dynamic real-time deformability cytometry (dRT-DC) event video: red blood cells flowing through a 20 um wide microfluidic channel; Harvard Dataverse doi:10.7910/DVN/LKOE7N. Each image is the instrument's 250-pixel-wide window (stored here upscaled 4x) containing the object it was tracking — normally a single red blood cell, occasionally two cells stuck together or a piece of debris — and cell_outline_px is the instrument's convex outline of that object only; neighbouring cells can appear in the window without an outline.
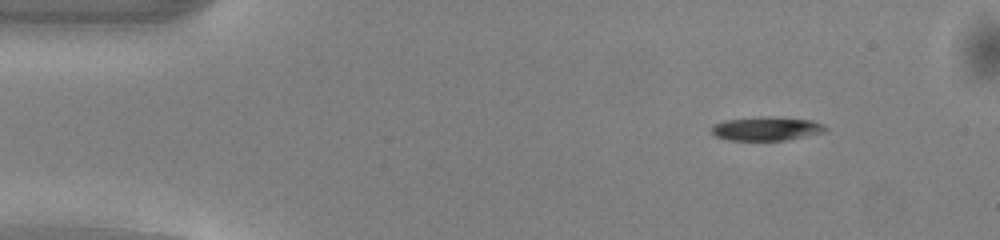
{"species": "common noctule bat (a hibernating species)", "species_latin": "Nyctalus noctula", "temperature_condition": "warm", "stored_images_in_passage": 45, "camera_frame_rate_fps": 3000, "um_per_image_px": 0.085, "animal": {"sex": "male", "body_mass_g": 13.0, "forearm_length_mm": 53.1}, "frame": {"image": 1, "passage_image": 1, "time_ms": 0.0, "image_size_px": [1000, 240], "cell_outline_px": [[828, 128], [824, 132], [784, 140], [728, 140], [716, 136], [712, 132], [712, 124], [724, 120], [760, 116], [772, 116], [812, 120], [824, 124]], "centroid_in_image_um": [65.14, 10.92], "position_along_channel_um": 19.9, "area_um2": 15.9}}
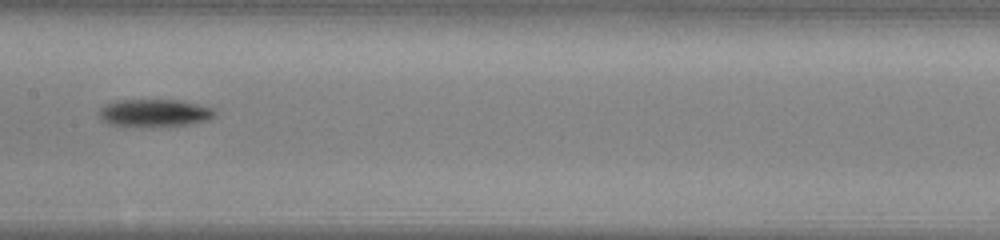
{"frame": {"image": 2, "passage_image": 20, "time_ms": 6.333, "image_size_px": [1000, 240], "cell_outline_px": [[216, 116], [208, 120], [192, 124], [108, 124], [96, 112], [100, 108], [116, 100], [180, 100], [212, 108], [216, 112]], "centroid_in_image_um": [13.17, 9.55], "position_along_channel_um": 194.2, "area_um2": 17.74}}
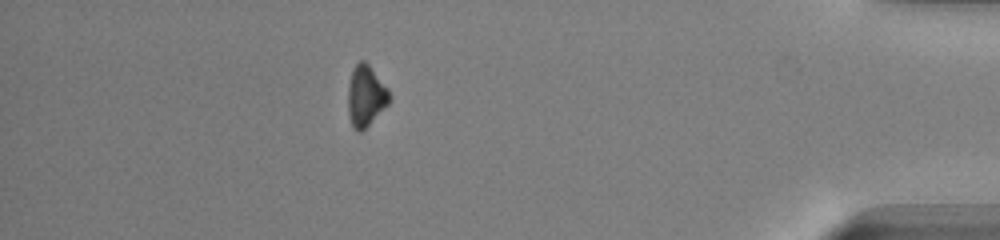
{"frame": {"image": 3, "passage_image": 39, "time_ms": 12.667, "image_size_px": [1000, 240], "cell_outline_px": [[392, 96], [388, 104], [360, 132], [356, 132], [352, 124], [348, 112], [348, 84], [352, 68], [360, 60], [364, 60], [368, 64], [388, 88]], "centroid_in_image_um": [31.09, 8.12], "position_along_channel_um": 404.1, "area_um2": 14.62}, "authors_computed_cell_mechanics": {"area_um2": 16.5886, "velocity_mm_per_s": 4.108, "shape_relaxation_time_tau1_ms": 0.7686, "shape_relaxation_time_tau2_ms": null, "deformation_change_tau1": 0.0968, "deformation_change_tau2": null}}